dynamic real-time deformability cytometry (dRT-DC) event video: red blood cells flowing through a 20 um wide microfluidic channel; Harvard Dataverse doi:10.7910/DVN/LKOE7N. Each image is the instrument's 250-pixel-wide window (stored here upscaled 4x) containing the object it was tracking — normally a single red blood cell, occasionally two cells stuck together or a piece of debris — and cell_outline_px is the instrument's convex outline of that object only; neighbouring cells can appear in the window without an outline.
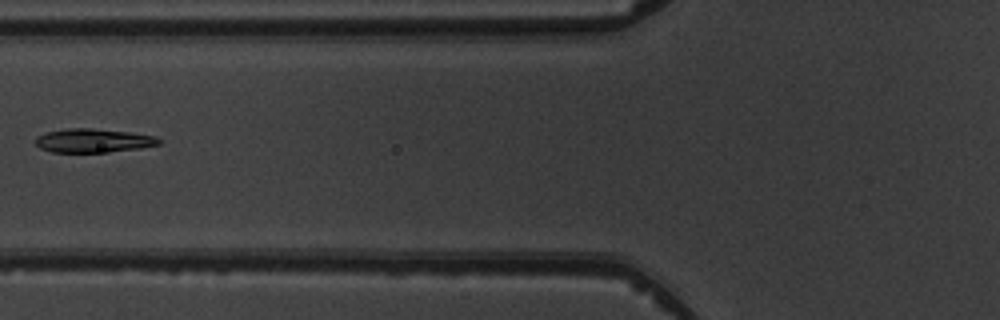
{"species": "common noctule bat (a hibernating species)", "species_latin": "Nyctalus noctula", "temperature_condition": "warm", "stored_images_in_passage": 6, "camera_frame_rate_fps": 3000, "um_per_image_px": 0.085, "animal": {"sex": "male", "body_mass_g": 19.5, "forearm_length_mm": 54.6}, "frame": {"image": 1, "passage_image": 6, "time_ms": 5.667, "image_size_px": [1000, 320], "cell_outline_px": [[160, 144], [140, 148], [108, 152], [52, 152], [40, 148], [36, 144], [36, 136], [48, 132], [68, 128], [92, 128], [132, 132], [156, 136], [160, 140]], "centroid_in_image_um": [7.95, 11.95], "position_along_channel_um": 117.9, "area_um2": 17.11}}